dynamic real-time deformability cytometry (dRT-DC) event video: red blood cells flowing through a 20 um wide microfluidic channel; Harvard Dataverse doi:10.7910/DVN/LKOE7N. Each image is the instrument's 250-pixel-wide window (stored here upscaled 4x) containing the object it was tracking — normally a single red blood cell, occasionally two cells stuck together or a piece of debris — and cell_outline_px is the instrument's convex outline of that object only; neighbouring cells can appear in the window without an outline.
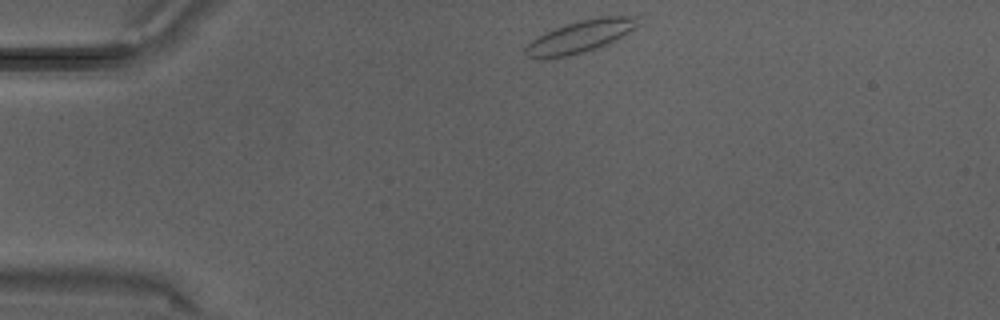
{"species": "Egyptian fruit bat (a non-hibernating species)", "species_latin": "Rousettus aegyptiacus", "temperature_condition": "warm", "stored_images_in_passage": 27, "camera_frame_rate_fps": 3000, "um_per_image_px": 0.085, "animal": {"sex": "male"}, "frame": {"image": 1, "passage_image": 1, "time_ms": 0.0, "image_size_px": [1000, 320], "cell_outline_px": [[640, 24], [616, 40], [608, 44], [568, 56], [540, 60], [528, 56], [524, 52], [524, 48], [532, 40], [556, 28], [580, 20], [600, 16], [640, 16]], "centroid_in_image_um": [49.35, 3.11], "position_along_channel_um": 35.7, "area_um2": 20.92}}
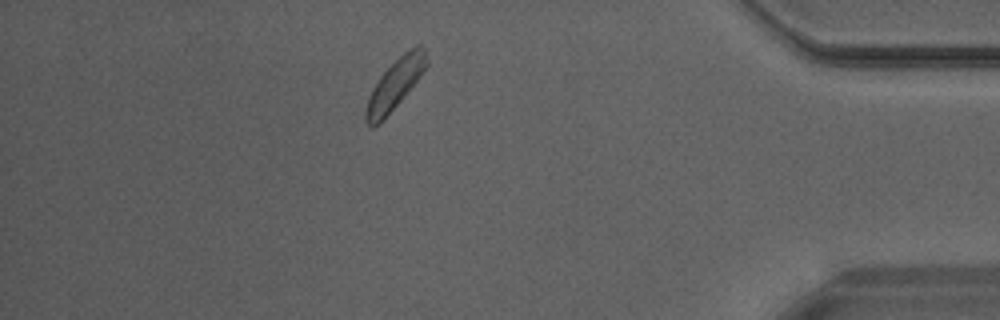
{"frame": {"image": 2, "passage_image": 23, "time_ms": 7.333, "image_size_px": [1000, 320], "cell_outline_px": [[428, 64], [420, 76], [400, 100], [372, 128], [364, 120], [364, 112], [368, 96], [372, 88], [380, 76], [404, 52], [416, 44], [420, 44], [424, 48], [428, 60]], "centroid_in_image_um": [33.57, 7.11], "position_along_channel_um": 401.6, "area_um2": 17.17}}